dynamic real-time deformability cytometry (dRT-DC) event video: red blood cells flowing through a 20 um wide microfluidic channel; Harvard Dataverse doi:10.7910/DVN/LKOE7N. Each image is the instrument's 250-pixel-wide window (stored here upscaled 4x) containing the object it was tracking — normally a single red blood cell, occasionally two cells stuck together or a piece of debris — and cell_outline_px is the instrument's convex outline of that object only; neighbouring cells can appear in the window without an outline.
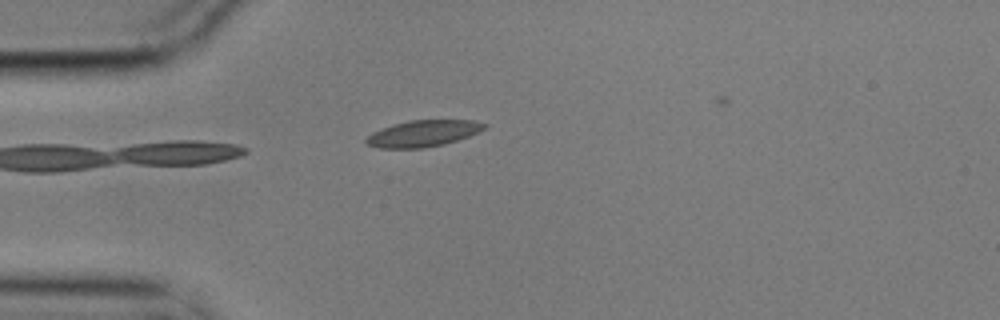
{"species": "common noctule bat (a hibernating species)", "species_latin": "Nyctalus noctula", "temperature_condition": "cold", "stored_images_in_passage": 4, "camera_frame_rate_fps": 3000, "um_per_image_px": 0.085, "animal": {"sex": "male", "body_mass_g": 17.9}, "frame": {"image": 1, "passage_image": 4, "time_ms": 1.0, "image_size_px": [1000, 320], "cell_outline_px": [[488, 124], [484, 128], [468, 136], [444, 144], [424, 148], [380, 148], [364, 144], [364, 140], [372, 132], [408, 120], [476, 120]], "centroid_in_image_um": [35.94, 11.35], "position_along_channel_um": 49.1, "area_um2": 18.03}}